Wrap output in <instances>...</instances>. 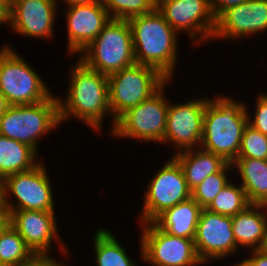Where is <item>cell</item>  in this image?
I'll use <instances>...</instances> for the list:
<instances>
[{"label":"cell","instance_id":"cell-14","mask_svg":"<svg viewBox=\"0 0 267 266\" xmlns=\"http://www.w3.org/2000/svg\"><path fill=\"white\" fill-rule=\"evenodd\" d=\"M194 245L203 265L209 261H220L229 255H236L240 248L235 242L231 216L203 208L197 224Z\"/></svg>","mask_w":267,"mask_h":266},{"label":"cell","instance_id":"cell-24","mask_svg":"<svg viewBox=\"0 0 267 266\" xmlns=\"http://www.w3.org/2000/svg\"><path fill=\"white\" fill-rule=\"evenodd\" d=\"M94 254L97 266H137L126 248L108 229L100 228L95 232Z\"/></svg>","mask_w":267,"mask_h":266},{"label":"cell","instance_id":"cell-12","mask_svg":"<svg viewBox=\"0 0 267 266\" xmlns=\"http://www.w3.org/2000/svg\"><path fill=\"white\" fill-rule=\"evenodd\" d=\"M156 8L178 34L187 32L193 45L212 39L216 19L209 0H157Z\"/></svg>","mask_w":267,"mask_h":266},{"label":"cell","instance_id":"cell-21","mask_svg":"<svg viewBox=\"0 0 267 266\" xmlns=\"http://www.w3.org/2000/svg\"><path fill=\"white\" fill-rule=\"evenodd\" d=\"M172 157L181 166L189 189L192 191L209 175L219 172L227 162L219 155L199 148L184 150Z\"/></svg>","mask_w":267,"mask_h":266},{"label":"cell","instance_id":"cell-9","mask_svg":"<svg viewBox=\"0 0 267 266\" xmlns=\"http://www.w3.org/2000/svg\"><path fill=\"white\" fill-rule=\"evenodd\" d=\"M45 166L40 161L33 168L10 175L2 181L4 206L8 211L55 210L53 188ZM11 195L17 202L9 199Z\"/></svg>","mask_w":267,"mask_h":266},{"label":"cell","instance_id":"cell-10","mask_svg":"<svg viewBox=\"0 0 267 266\" xmlns=\"http://www.w3.org/2000/svg\"><path fill=\"white\" fill-rule=\"evenodd\" d=\"M140 252L142 261L151 266H199L194 240L173 236L157 228L152 222L140 224Z\"/></svg>","mask_w":267,"mask_h":266},{"label":"cell","instance_id":"cell-26","mask_svg":"<svg viewBox=\"0 0 267 266\" xmlns=\"http://www.w3.org/2000/svg\"><path fill=\"white\" fill-rule=\"evenodd\" d=\"M32 255L24 239L10 224L0 233L1 262L7 266H22Z\"/></svg>","mask_w":267,"mask_h":266},{"label":"cell","instance_id":"cell-2","mask_svg":"<svg viewBox=\"0 0 267 266\" xmlns=\"http://www.w3.org/2000/svg\"><path fill=\"white\" fill-rule=\"evenodd\" d=\"M244 101L217 94L206 103L200 147L232 163L239 154L242 134L248 124Z\"/></svg>","mask_w":267,"mask_h":266},{"label":"cell","instance_id":"cell-22","mask_svg":"<svg viewBox=\"0 0 267 266\" xmlns=\"http://www.w3.org/2000/svg\"><path fill=\"white\" fill-rule=\"evenodd\" d=\"M232 167L240 174V186L250 204L267 205V160L236 158Z\"/></svg>","mask_w":267,"mask_h":266},{"label":"cell","instance_id":"cell-39","mask_svg":"<svg viewBox=\"0 0 267 266\" xmlns=\"http://www.w3.org/2000/svg\"><path fill=\"white\" fill-rule=\"evenodd\" d=\"M233 266H249L243 259L241 260V262H237L235 264H232Z\"/></svg>","mask_w":267,"mask_h":266},{"label":"cell","instance_id":"cell-3","mask_svg":"<svg viewBox=\"0 0 267 266\" xmlns=\"http://www.w3.org/2000/svg\"><path fill=\"white\" fill-rule=\"evenodd\" d=\"M128 23L136 64L154 67L172 81L177 66L179 34L157 8L130 18Z\"/></svg>","mask_w":267,"mask_h":266},{"label":"cell","instance_id":"cell-16","mask_svg":"<svg viewBox=\"0 0 267 266\" xmlns=\"http://www.w3.org/2000/svg\"><path fill=\"white\" fill-rule=\"evenodd\" d=\"M57 0H9V26L14 34L52 39Z\"/></svg>","mask_w":267,"mask_h":266},{"label":"cell","instance_id":"cell-19","mask_svg":"<svg viewBox=\"0 0 267 266\" xmlns=\"http://www.w3.org/2000/svg\"><path fill=\"white\" fill-rule=\"evenodd\" d=\"M267 205L250 204L232 216V231L238 247L263 249L267 244Z\"/></svg>","mask_w":267,"mask_h":266},{"label":"cell","instance_id":"cell-4","mask_svg":"<svg viewBox=\"0 0 267 266\" xmlns=\"http://www.w3.org/2000/svg\"><path fill=\"white\" fill-rule=\"evenodd\" d=\"M80 54L87 67L106 76L136 64L128 20L110 19Z\"/></svg>","mask_w":267,"mask_h":266},{"label":"cell","instance_id":"cell-29","mask_svg":"<svg viewBox=\"0 0 267 266\" xmlns=\"http://www.w3.org/2000/svg\"><path fill=\"white\" fill-rule=\"evenodd\" d=\"M237 158L267 160V136L247 124L242 134Z\"/></svg>","mask_w":267,"mask_h":266},{"label":"cell","instance_id":"cell-20","mask_svg":"<svg viewBox=\"0 0 267 266\" xmlns=\"http://www.w3.org/2000/svg\"><path fill=\"white\" fill-rule=\"evenodd\" d=\"M202 209L191 197L164 210L152 223L170 235L194 240Z\"/></svg>","mask_w":267,"mask_h":266},{"label":"cell","instance_id":"cell-18","mask_svg":"<svg viewBox=\"0 0 267 266\" xmlns=\"http://www.w3.org/2000/svg\"><path fill=\"white\" fill-rule=\"evenodd\" d=\"M67 47L71 55L80 53L97 37L111 19L100 0L91 5H67Z\"/></svg>","mask_w":267,"mask_h":266},{"label":"cell","instance_id":"cell-37","mask_svg":"<svg viewBox=\"0 0 267 266\" xmlns=\"http://www.w3.org/2000/svg\"><path fill=\"white\" fill-rule=\"evenodd\" d=\"M10 104L8 103L5 96L0 91V117L6 112V110L9 108Z\"/></svg>","mask_w":267,"mask_h":266},{"label":"cell","instance_id":"cell-13","mask_svg":"<svg viewBox=\"0 0 267 266\" xmlns=\"http://www.w3.org/2000/svg\"><path fill=\"white\" fill-rule=\"evenodd\" d=\"M208 97L192 98L181 103H171L169 100L166 131L161 144L172 143L176 150L174 154L199 148Z\"/></svg>","mask_w":267,"mask_h":266},{"label":"cell","instance_id":"cell-35","mask_svg":"<svg viewBox=\"0 0 267 266\" xmlns=\"http://www.w3.org/2000/svg\"><path fill=\"white\" fill-rule=\"evenodd\" d=\"M10 224L9 211H0V233Z\"/></svg>","mask_w":267,"mask_h":266},{"label":"cell","instance_id":"cell-17","mask_svg":"<svg viewBox=\"0 0 267 266\" xmlns=\"http://www.w3.org/2000/svg\"><path fill=\"white\" fill-rule=\"evenodd\" d=\"M267 32V0H249L224 11L216 19L212 39L236 40Z\"/></svg>","mask_w":267,"mask_h":266},{"label":"cell","instance_id":"cell-7","mask_svg":"<svg viewBox=\"0 0 267 266\" xmlns=\"http://www.w3.org/2000/svg\"><path fill=\"white\" fill-rule=\"evenodd\" d=\"M9 45L0 48V91L8 103L24 105L47 100L52 95L49 86Z\"/></svg>","mask_w":267,"mask_h":266},{"label":"cell","instance_id":"cell-34","mask_svg":"<svg viewBox=\"0 0 267 266\" xmlns=\"http://www.w3.org/2000/svg\"><path fill=\"white\" fill-rule=\"evenodd\" d=\"M9 24V0H0V26Z\"/></svg>","mask_w":267,"mask_h":266},{"label":"cell","instance_id":"cell-11","mask_svg":"<svg viewBox=\"0 0 267 266\" xmlns=\"http://www.w3.org/2000/svg\"><path fill=\"white\" fill-rule=\"evenodd\" d=\"M146 187L139 224L152 222L164 210L191 198L183 170L173 157L168 158Z\"/></svg>","mask_w":267,"mask_h":266},{"label":"cell","instance_id":"cell-15","mask_svg":"<svg viewBox=\"0 0 267 266\" xmlns=\"http://www.w3.org/2000/svg\"><path fill=\"white\" fill-rule=\"evenodd\" d=\"M9 213L10 225L33 254L50 253L53 241L57 242L61 255L69 253L60 237L55 211L16 210Z\"/></svg>","mask_w":267,"mask_h":266},{"label":"cell","instance_id":"cell-25","mask_svg":"<svg viewBox=\"0 0 267 266\" xmlns=\"http://www.w3.org/2000/svg\"><path fill=\"white\" fill-rule=\"evenodd\" d=\"M249 205L245 190L231 180L205 209L232 217Z\"/></svg>","mask_w":267,"mask_h":266},{"label":"cell","instance_id":"cell-5","mask_svg":"<svg viewBox=\"0 0 267 266\" xmlns=\"http://www.w3.org/2000/svg\"><path fill=\"white\" fill-rule=\"evenodd\" d=\"M58 126V99L53 94L35 104L10 105L0 117V135L25 143L37 153L40 138Z\"/></svg>","mask_w":267,"mask_h":266},{"label":"cell","instance_id":"cell-8","mask_svg":"<svg viewBox=\"0 0 267 266\" xmlns=\"http://www.w3.org/2000/svg\"><path fill=\"white\" fill-rule=\"evenodd\" d=\"M165 84L152 97L129 108L117 120L110 136L138 139L144 143H162L166 131L169 99L164 92Z\"/></svg>","mask_w":267,"mask_h":266},{"label":"cell","instance_id":"cell-32","mask_svg":"<svg viewBox=\"0 0 267 266\" xmlns=\"http://www.w3.org/2000/svg\"><path fill=\"white\" fill-rule=\"evenodd\" d=\"M249 0H209L211 12L217 19L227 9L243 4Z\"/></svg>","mask_w":267,"mask_h":266},{"label":"cell","instance_id":"cell-1","mask_svg":"<svg viewBox=\"0 0 267 266\" xmlns=\"http://www.w3.org/2000/svg\"><path fill=\"white\" fill-rule=\"evenodd\" d=\"M69 76L66 98L57 95L60 124L75 117L91 129L101 131L104 117H112L108 76L90 69L79 59L71 67Z\"/></svg>","mask_w":267,"mask_h":266},{"label":"cell","instance_id":"cell-31","mask_svg":"<svg viewBox=\"0 0 267 266\" xmlns=\"http://www.w3.org/2000/svg\"><path fill=\"white\" fill-rule=\"evenodd\" d=\"M50 253L33 254L22 266H66Z\"/></svg>","mask_w":267,"mask_h":266},{"label":"cell","instance_id":"cell-40","mask_svg":"<svg viewBox=\"0 0 267 266\" xmlns=\"http://www.w3.org/2000/svg\"><path fill=\"white\" fill-rule=\"evenodd\" d=\"M0 266H7L4 262L0 261Z\"/></svg>","mask_w":267,"mask_h":266},{"label":"cell","instance_id":"cell-27","mask_svg":"<svg viewBox=\"0 0 267 266\" xmlns=\"http://www.w3.org/2000/svg\"><path fill=\"white\" fill-rule=\"evenodd\" d=\"M232 168V163H227L219 172L209 175L191 191V197L202 208H206L231 181L228 175H231V171L233 172Z\"/></svg>","mask_w":267,"mask_h":266},{"label":"cell","instance_id":"cell-36","mask_svg":"<svg viewBox=\"0 0 267 266\" xmlns=\"http://www.w3.org/2000/svg\"><path fill=\"white\" fill-rule=\"evenodd\" d=\"M58 3L60 4V1H64L63 3L65 5H74V4H77V5H91L92 3H94L95 1H98V0H57Z\"/></svg>","mask_w":267,"mask_h":266},{"label":"cell","instance_id":"cell-6","mask_svg":"<svg viewBox=\"0 0 267 266\" xmlns=\"http://www.w3.org/2000/svg\"><path fill=\"white\" fill-rule=\"evenodd\" d=\"M170 80L154 67L134 64L108 76L109 107L114 129L116 120L129 108L152 97Z\"/></svg>","mask_w":267,"mask_h":266},{"label":"cell","instance_id":"cell-28","mask_svg":"<svg viewBox=\"0 0 267 266\" xmlns=\"http://www.w3.org/2000/svg\"><path fill=\"white\" fill-rule=\"evenodd\" d=\"M111 19L129 20L156 8L157 0H100Z\"/></svg>","mask_w":267,"mask_h":266},{"label":"cell","instance_id":"cell-33","mask_svg":"<svg viewBox=\"0 0 267 266\" xmlns=\"http://www.w3.org/2000/svg\"><path fill=\"white\" fill-rule=\"evenodd\" d=\"M252 252V253H251ZM250 256L243 258L249 266H267V249L250 250Z\"/></svg>","mask_w":267,"mask_h":266},{"label":"cell","instance_id":"cell-23","mask_svg":"<svg viewBox=\"0 0 267 266\" xmlns=\"http://www.w3.org/2000/svg\"><path fill=\"white\" fill-rule=\"evenodd\" d=\"M37 156L29 145L0 135V180L33 168L40 162Z\"/></svg>","mask_w":267,"mask_h":266},{"label":"cell","instance_id":"cell-30","mask_svg":"<svg viewBox=\"0 0 267 266\" xmlns=\"http://www.w3.org/2000/svg\"><path fill=\"white\" fill-rule=\"evenodd\" d=\"M267 92L259 93L255 103V113L250 117L248 113V124L254 129L267 136ZM252 119V120H251Z\"/></svg>","mask_w":267,"mask_h":266},{"label":"cell","instance_id":"cell-38","mask_svg":"<svg viewBox=\"0 0 267 266\" xmlns=\"http://www.w3.org/2000/svg\"><path fill=\"white\" fill-rule=\"evenodd\" d=\"M0 211H8L4 206L3 182L0 180Z\"/></svg>","mask_w":267,"mask_h":266}]
</instances>
